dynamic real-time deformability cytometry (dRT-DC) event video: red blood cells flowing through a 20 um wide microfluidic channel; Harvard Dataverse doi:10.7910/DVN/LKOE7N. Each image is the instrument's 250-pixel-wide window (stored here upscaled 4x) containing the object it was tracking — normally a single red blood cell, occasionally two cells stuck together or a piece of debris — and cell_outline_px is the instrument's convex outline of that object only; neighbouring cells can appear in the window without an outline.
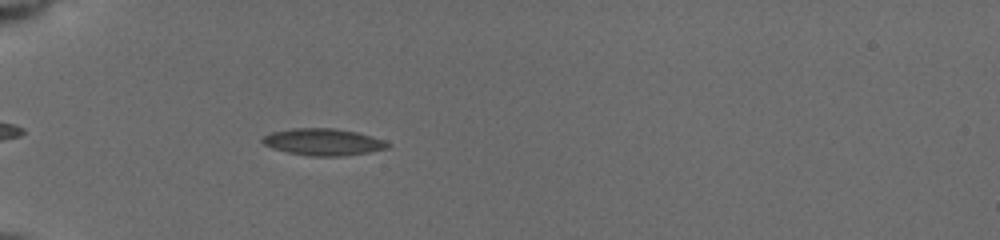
{"species": "common noctule bat (a hibernating species)", "species_latin": "Nyctalus noctula", "temperature_condition": "cold", "stored_images_in_passage": 19, "camera_frame_rate_fps": 3000, "um_per_image_px": 0.085, "animal": {"sex": "female", "body_mass_g": 19.5, "forearm_length_mm": 54.1}, "frame": {"image": 1, "passage_image": 7, "time_ms": 2.0, "image_size_px": [1000, 240], "cell_outline_px": [[392, 144], [388, 148], [368, 152], [340, 156], [308, 156], [288, 152], [272, 148], [264, 144], [260, 140], [264, 136], [272, 132], [292, 128], [332, 128], [356, 132], [372, 136], [384, 140]], "centroid_in_image_um": [27.47, 12.07], "position_along_channel_um": 57.5, "area_um2": 19.54}}
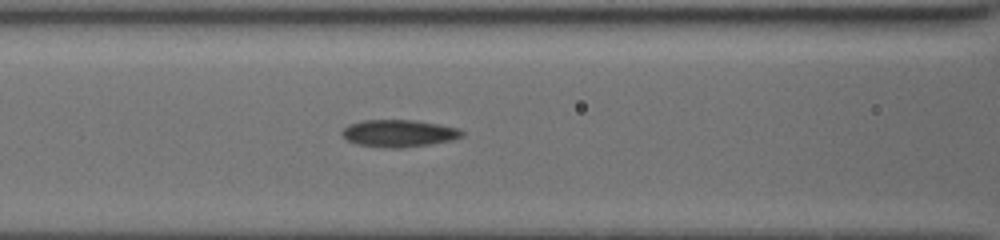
{"frame": {"image": 2, "passage_image": 13, "time_ms": 4.333, "image_size_px": [1000, 240], "cell_outline_px": [[464, 136], [452, 140], [428, 144], [400, 148], [384, 148], [356, 144], [348, 140], [340, 132], [348, 124], [360, 120], [416, 120], [440, 124], [460, 128], [464, 132]], "centroid_in_image_um": [33.91, 11.32], "position_along_channel_um": 132.7, "area_um2": 19.19}}
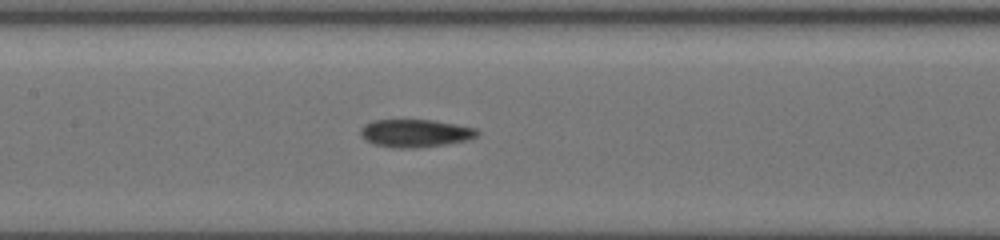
{"frame": {"image": 3, "passage_image": 17, "time_ms": 5.333, "image_size_px": [1000, 240], "cell_outline_px": [[480, 132], [476, 136], [468, 140], [444, 144], [416, 148], [392, 148], [372, 144], [364, 140], [360, 136], [360, 128], [364, 124], [372, 120], [436, 120], [476, 128]], "centroid_in_image_um": [35.25, 11.32], "position_along_channel_um": 172.1, "area_um2": 19.19}}